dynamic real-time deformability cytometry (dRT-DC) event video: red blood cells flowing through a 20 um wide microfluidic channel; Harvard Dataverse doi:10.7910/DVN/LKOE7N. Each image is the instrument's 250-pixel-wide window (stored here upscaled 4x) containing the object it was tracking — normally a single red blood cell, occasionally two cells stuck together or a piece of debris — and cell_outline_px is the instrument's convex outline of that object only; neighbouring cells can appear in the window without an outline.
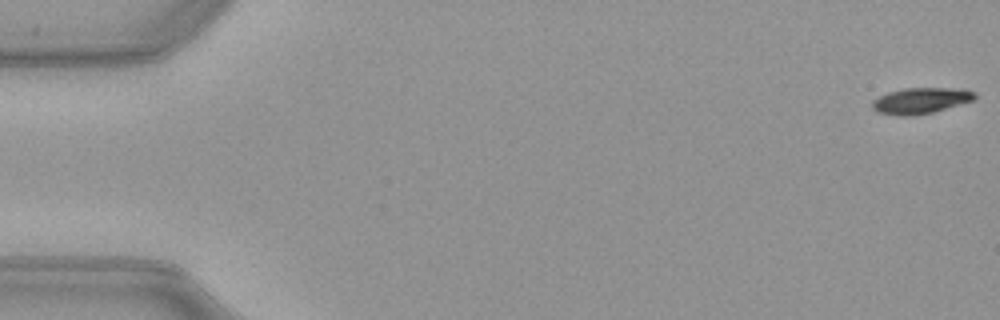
{"species": "common noctule bat (a hibernating species)", "species_latin": "Nyctalus noctula", "temperature_condition": "warm", "stored_images_in_passage": 12, "camera_frame_rate_fps": 3000, "um_per_image_px": 0.085, "animal": {"sex": "female", "body_mass_g": 21.9}, "frame": {"image": 1, "passage_image": 1, "time_ms": 0.0, "image_size_px": [1000, 320], "cell_outline_px": [[976, 100], [932, 112], [904, 116], [880, 112], [872, 108], [872, 100], [888, 92], [904, 88], [964, 88], [976, 92]], "centroid_in_image_um": [78.33, 8.53], "position_along_channel_um": 6.7, "area_um2": 15.43}}